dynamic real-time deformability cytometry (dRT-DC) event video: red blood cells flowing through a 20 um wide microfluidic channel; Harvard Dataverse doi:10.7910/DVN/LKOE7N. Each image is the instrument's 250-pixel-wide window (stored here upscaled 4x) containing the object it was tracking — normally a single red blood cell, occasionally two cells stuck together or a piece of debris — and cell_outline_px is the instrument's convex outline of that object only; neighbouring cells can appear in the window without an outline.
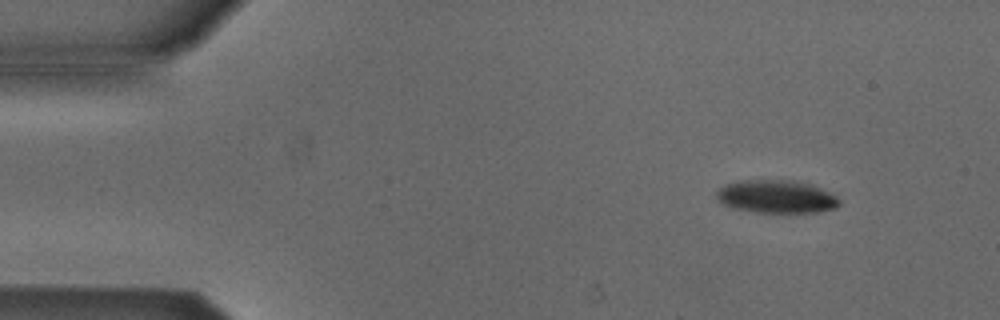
{"species": "Egyptian fruit bat (a non-hibernating species)", "species_latin": "Rousettus aegyptiacus", "temperature_condition": "cold", "stored_images_in_passage": 5, "camera_frame_rate_fps": 3000, "um_per_image_px": 0.085, "animal": {"sex": "male"}, "frame": {"image": 1, "passage_image": 1, "time_ms": 0.0, "image_size_px": [1000, 320], "cell_outline_px": [[840, 204], [836, 208], [816, 212], [756, 212], [732, 208], [720, 204], [716, 200], [716, 188], [724, 184], [736, 180], [788, 180], [808, 184], [820, 188], [836, 196], [840, 200]], "centroid_in_image_um": [65.89, 16.71], "position_along_channel_um": 19.1, "area_um2": 23.81}}
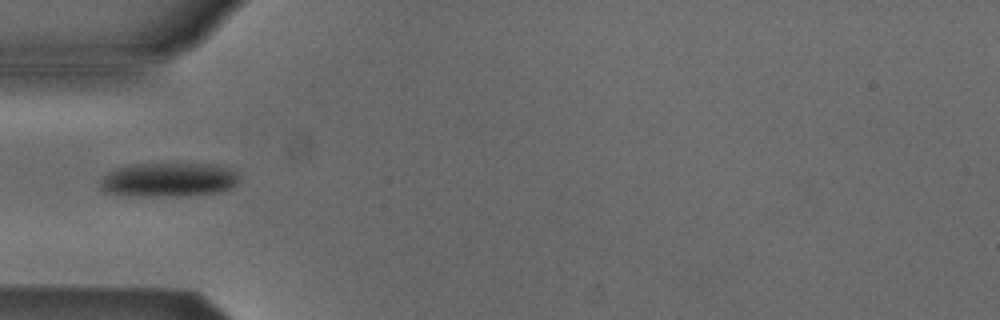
{"frame": {"image": 2, "passage_image": 4, "time_ms": 1.0, "image_size_px": [1000, 320], "cell_outline_px": [[236, 184], [232, 188], [220, 192], [180, 196], [136, 196], [104, 192], [100, 184], [100, 180], [108, 172], [116, 168], [132, 164], [208, 164], [224, 168], [236, 172]], "centroid_in_image_um": [14.28, 15.29], "position_along_channel_um": 70.7, "area_um2": 27.34}}
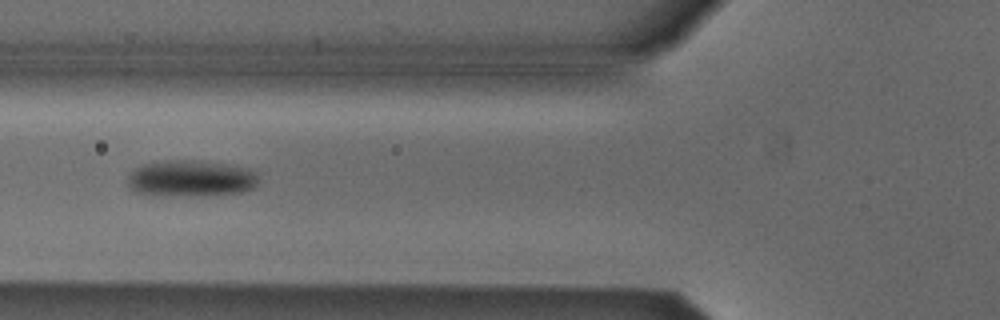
{"frame": {"image": 3, "passage_image": 5, "time_ms": 1.333, "image_size_px": [1000, 320], "cell_outline_px": [[256, 184], [252, 188], [240, 192], [168, 196], [152, 196], [136, 192], [128, 188], [128, 176], [136, 168], [144, 164], [172, 160], [200, 160], [232, 164], [248, 168], [256, 172]], "centroid_in_image_um": [16.18, 15.15], "position_along_channel_um": 109.6, "area_um2": 27.69}}